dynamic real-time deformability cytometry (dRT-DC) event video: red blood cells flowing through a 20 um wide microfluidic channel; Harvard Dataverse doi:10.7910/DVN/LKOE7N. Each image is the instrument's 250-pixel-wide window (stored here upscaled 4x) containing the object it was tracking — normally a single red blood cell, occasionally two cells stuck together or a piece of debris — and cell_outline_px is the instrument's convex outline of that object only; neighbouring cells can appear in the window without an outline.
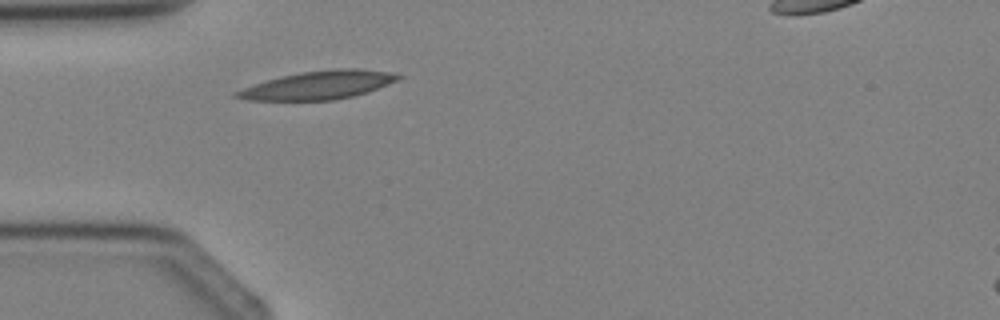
{"species": "Egyptian fruit bat (a non-hibernating species)", "species_latin": "Rousettus aegyptiacus", "temperature_condition": "cold", "stored_images_in_passage": 2, "segment_of_instrument_passage": [1, 2], "camera_frame_rate_fps": 3000, "um_per_image_px": 0.085, "animal": {"sex": "female"}, "frame": {"image": 1, "passage_image": 1, "time_ms": 0.0, "image_size_px": [1000, 320], "cell_outline_px": [[404, 76], [400, 80], [368, 92], [352, 96], [332, 100], [248, 100], [232, 96], [232, 92], [280, 76], [300, 72], [340, 68], [360, 68], [388, 72]], "centroid_in_image_um": [27.1, 7.23], "position_along_channel_um": 57.9, "area_um2": 26.59}}